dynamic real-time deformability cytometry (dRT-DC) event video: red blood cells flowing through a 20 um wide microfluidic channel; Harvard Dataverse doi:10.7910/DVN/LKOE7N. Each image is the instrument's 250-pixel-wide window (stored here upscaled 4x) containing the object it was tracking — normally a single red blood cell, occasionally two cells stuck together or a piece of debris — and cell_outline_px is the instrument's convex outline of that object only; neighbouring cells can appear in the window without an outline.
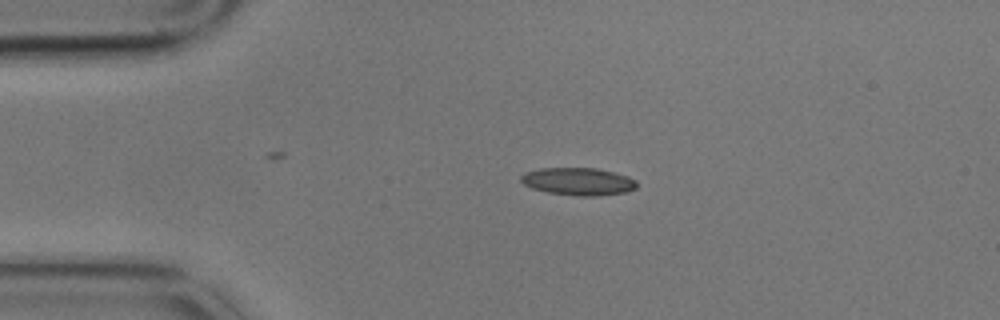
{"species": "common noctule bat (a hibernating species)", "species_latin": "Nyctalus noctula", "temperature_condition": "cold", "stored_images_in_passage": 4, "camera_frame_rate_fps": 3000, "um_per_image_px": 0.085, "animal": {"sex": "male", "body_mass_g": 17.9}, "frame": {"image": 1, "passage_image": 3, "time_ms": 0.667, "image_size_px": [1000, 320], "cell_outline_px": [[636, 188], [628, 192], [596, 196], [580, 196], [548, 192], [532, 188], [524, 184], [520, 180], [520, 176], [524, 172], [540, 168], [596, 168], [628, 176], [636, 180]], "centroid_in_image_um": [49.15, 15.42], "position_along_channel_um": 35.9, "area_um2": 18.61}}